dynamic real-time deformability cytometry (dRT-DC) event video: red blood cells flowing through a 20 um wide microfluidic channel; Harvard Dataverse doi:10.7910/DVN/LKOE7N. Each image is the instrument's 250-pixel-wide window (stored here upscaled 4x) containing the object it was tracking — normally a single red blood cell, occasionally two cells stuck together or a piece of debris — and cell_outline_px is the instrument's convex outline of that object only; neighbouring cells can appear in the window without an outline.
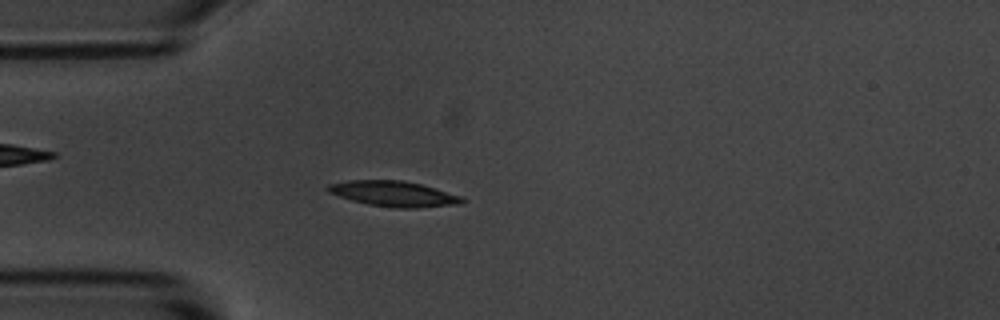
{"species": "common noctule bat (a hibernating species)", "species_latin": "Nyctalus noctula", "temperature_condition": "room temperature", "stored_images_in_passage": 54, "camera_frame_rate_fps": 3000, "um_per_image_px": 0.085, "animal": {"sex": "male", "body_mass_g": 20.1, "forearm_length_mm": 53.5}, "frame": {"image": 1, "passage_image": 14, "time_ms": 4.333, "image_size_px": [1000, 320], "cell_outline_px": [[464, 200], [460, 204], [416, 208], [396, 208], [368, 204], [352, 200], [328, 192], [324, 188], [328, 184], [348, 180], [404, 180], [420, 184], [464, 196]], "centroid_in_image_um": [33.47, 16.46], "position_along_channel_um": 51.5, "area_um2": 19.94}}
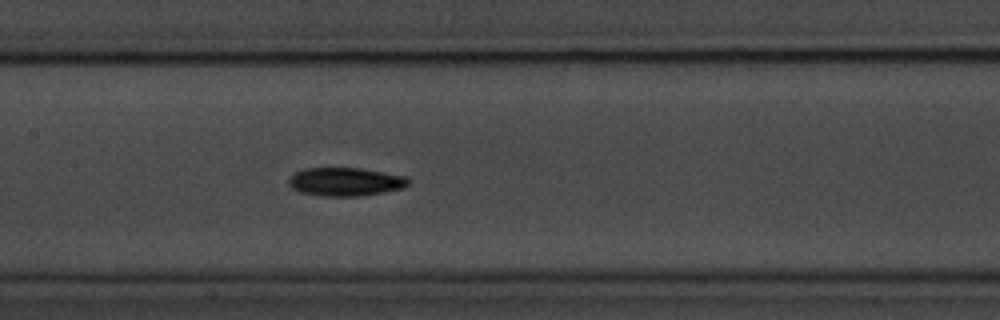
{"frame": {"image": 2, "passage_image": 25, "time_ms": 8.0, "image_size_px": [1000, 320], "cell_outline_px": [[408, 184], [404, 188], [384, 192], [360, 196], [320, 196], [300, 192], [292, 188], [288, 184], [288, 180], [296, 172], [304, 168], [360, 168], [408, 176]], "centroid_in_image_um": [29.37, 15.45], "position_along_channel_um": 178.0, "area_um2": 19.88}}
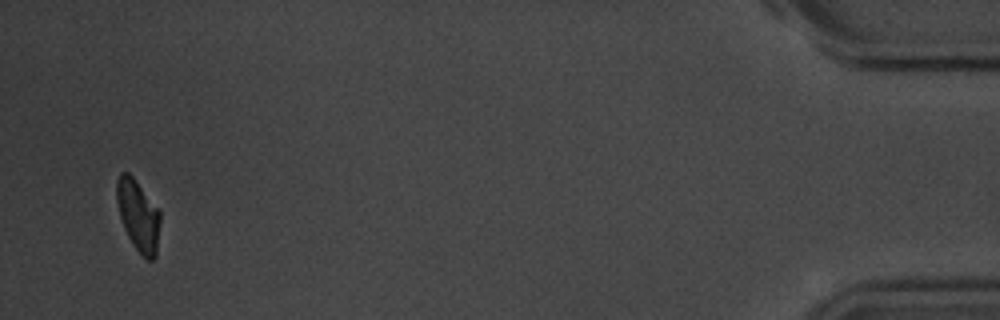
{"frame": {"image": 3, "passage_image": 52, "time_ms": 17.0, "image_size_px": [1000, 320], "cell_outline_px": [[160, 220], [156, 256], [152, 260], [148, 260], [136, 248], [128, 236], [124, 228], [120, 216], [116, 200], [116, 180], [120, 172], [128, 172], [132, 176], [160, 212]], "centroid_in_image_um": [11.73, 18.29], "position_along_channel_um": 423.5, "area_um2": 17.69}, "authors_computed_cell_mechanics": {"area_um2": 19.1318, "velocity_mm_per_s": 3.657, "shape_relaxation_time_tau1_ms": 4.4424, "shape_relaxation_time_tau2_ms": 7.6838, "deformation_change_tau1": 0.1398, "deformation_change_tau2": 0.1377}}